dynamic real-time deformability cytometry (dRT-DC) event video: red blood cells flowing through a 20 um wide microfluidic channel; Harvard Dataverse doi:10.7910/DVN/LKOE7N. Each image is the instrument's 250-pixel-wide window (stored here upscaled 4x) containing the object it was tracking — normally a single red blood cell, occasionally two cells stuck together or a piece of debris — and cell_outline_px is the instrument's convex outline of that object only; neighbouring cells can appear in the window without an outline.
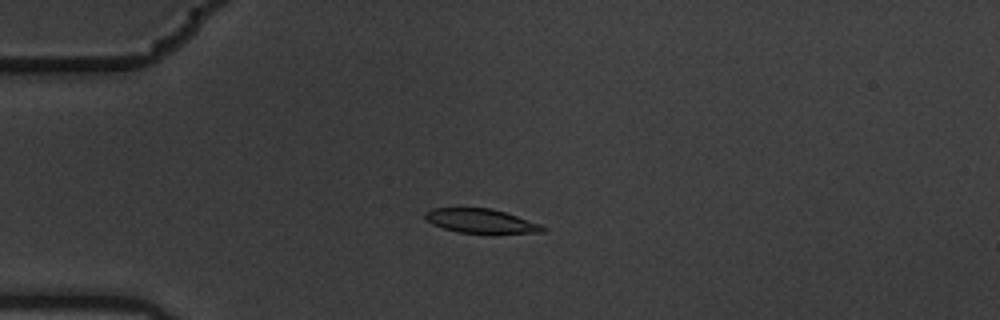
{"species": "common noctule bat (a hibernating species)", "species_latin": "Nyctalus noctula", "temperature_condition": "warm", "stored_images_in_passage": 9, "camera_frame_rate_fps": 3000, "um_per_image_px": 0.085, "animal": {"sex": "male", "body_mass_g": 19.5, "forearm_length_mm": 54.6}, "frame": {"image": 1, "passage_image": 3, "time_ms": 0.667, "image_size_px": [1000, 320], "cell_outline_px": [[548, 228], [544, 232], [460, 232], [444, 228], [432, 224], [424, 216], [424, 212], [432, 208], [492, 208], [540, 224]], "centroid_in_image_um": [40.84, 18.76], "position_along_channel_um": 44.2, "area_um2": 16.07}}
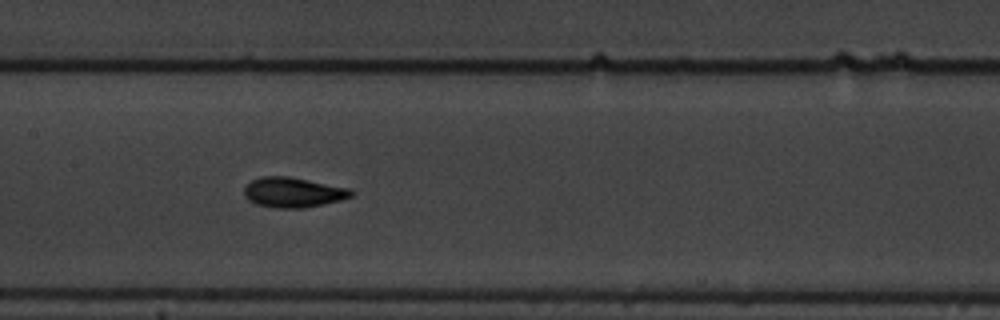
{"frame": {"image": 2, "passage_image": 7, "time_ms": 2.0, "image_size_px": [1000, 320], "cell_outline_px": [[356, 192], [352, 196], [340, 200], [304, 208], [272, 208], [256, 204], [248, 200], [244, 196], [244, 188], [252, 180], [260, 176], [288, 176], [352, 188]], "centroid_in_image_um": [24.93, 16.35], "position_along_channel_um": 182.5, "area_um2": 18.96}}
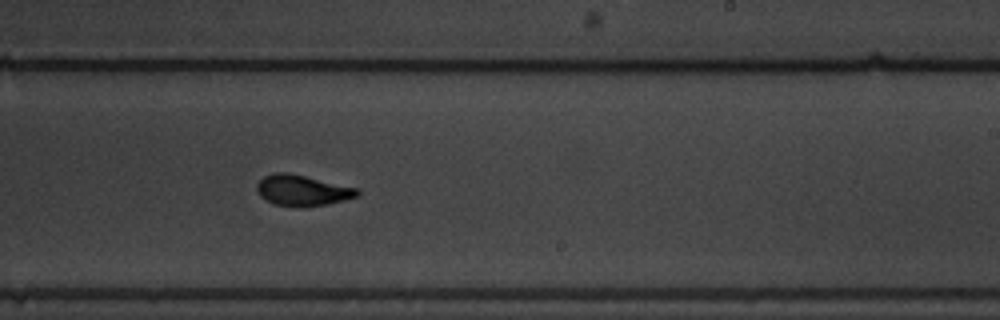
{"frame": {"image": 3, "passage_image": 9, "time_ms": 2.667, "image_size_px": [1000, 320], "cell_outline_px": [[360, 196], [328, 204], [272, 204], [260, 196], [256, 188], [256, 184], [264, 176], [272, 172], [288, 172], [356, 188], [360, 192]], "centroid_in_image_um": [25.67, 16.14], "position_along_channel_um": 263.3, "area_um2": 17.4}}